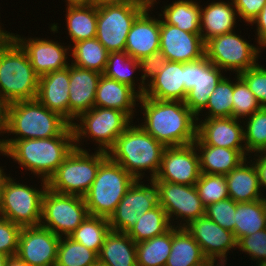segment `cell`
<instances>
[{"mask_svg": "<svg viewBox=\"0 0 266 266\" xmlns=\"http://www.w3.org/2000/svg\"><path fill=\"white\" fill-rule=\"evenodd\" d=\"M144 122L140 126L165 147L192 144L197 138V118L184 101L140 96Z\"/></svg>", "mask_w": 266, "mask_h": 266, "instance_id": "obj_1", "label": "cell"}, {"mask_svg": "<svg viewBox=\"0 0 266 266\" xmlns=\"http://www.w3.org/2000/svg\"><path fill=\"white\" fill-rule=\"evenodd\" d=\"M74 148L71 125L60 136L0 142V154L14 159L25 170L44 181L53 176Z\"/></svg>", "mask_w": 266, "mask_h": 266, "instance_id": "obj_2", "label": "cell"}, {"mask_svg": "<svg viewBox=\"0 0 266 266\" xmlns=\"http://www.w3.org/2000/svg\"><path fill=\"white\" fill-rule=\"evenodd\" d=\"M39 76L22 46L8 33L0 38V99L5 105L36 99Z\"/></svg>", "mask_w": 266, "mask_h": 266, "instance_id": "obj_3", "label": "cell"}, {"mask_svg": "<svg viewBox=\"0 0 266 266\" xmlns=\"http://www.w3.org/2000/svg\"><path fill=\"white\" fill-rule=\"evenodd\" d=\"M165 146L148 134L139 124L130 125L107 152L135 179H140L148 170L150 179L158 174Z\"/></svg>", "mask_w": 266, "mask_h": 266, "instance_id": "obj_4", "label": "cell"}, {"mask_svg": "<svg viewBox=\"0 0 266 266\" xmlns=\"http://www.w3.org/2000/svg\"><path fill=\"white\" fill-rule=\"evenodd\" d=\"M71 124L59 113L49 110L37 99L17 101L5 107L4 133L24 140L60 136ZM17 136V137H16Z\"/></svg>", "mask_w": 266, "mask_h": 266, "instance_id": "obj_5", "label": "cell"}, {"mask_svg": "<svg viewBox=\"0 0 266 266\" xmlns=\"http://www.w3.org/2000/svg\"><path fill=\"white\" fill-rule=\"evenodd\" d=\"M136 179L109 156L100 164L84 196L89 215L110 218Z\"/></svg>", "mask_w": 266, "mask_h": 266, "instance_id": "obj_6", "label": "cell"}, {"mask_svg": "<svg viewBox=\"0 0 266 266\" xmlns=\"http://www.w3.org/2000/svg\"><path fill=\"white\" fill-rule=\"evenodd\" d=\"M107 157L108 153L104 151L89 154L81 146L74 148L47 181L48 188L59 194L84 197Z\"/></svg>", "mask_w": 266, "mask_h": 266, "instance_id": "obj_7", "label": "cell"}, {"mask_svg": "<svg viewBox=\"0 0 266 266\" xmlns=\"http://www.w3.org/2000/svg\"><path fill=\"white\" fill-rule=\"evenodd\" d=\"M77 118L75 120L78 122L71 124L75 148L79 149L82 138L87 137L95 140L98 151L104 152H108L114 146L117 138L133 121L125 112L120 110L95 106Z\"/></svg>", "mask_w": 266, "mask_h": 266, "instance_id": "obj_8", "label": "cell"}, {"mask_svg": "<svg viewBox=\"0 0 266 266\" xmlns=\"http://www.w3.org/2000/svg\"><path fill=\"white\" fill-rule=\"evenodd\" d=\"M41 182L42 188L39 190L36 187L17 183L15 179L8 176L3 187L0 217L21 227L39 226L42 200L48 188L47 181L42 180Z\"/></svg>", "mask_w": 266, "mask_h": 266, "instance_id": "obj_9", "label": "cell"}, {"mask_svg": "<svg viewBox=\"0 0 266 266\" xmlns=\"http://www.w3.org/2000/svg\"><path fill=\"white\" fill-rule=\"evenodd\" d=\"M87 216L89 212L84 197L59 194L46 189L40 226L60 237L69 236Z\"/></svg>", "mask_w": 266, "mask_h": 266, "instance_id": "obj_10", "label": "cell"}, {"mask_svg": "<svg viewBox=\"0 0 266 266\" xmlns=\"http://www.w3.org/2000/svg\"><path fill=\"white\" fill-rule=\"evenodd\" d=\"M261 49L233 31L208 40L205 43V56L223 71L233 70L235 74H240L258 64Z\"/></svg>", "mask_w": 266, "mask_h": 266, "instance_id": "obj_11", "label": "cell"}, {"mask_svg": "<svg viewBox=\"0 0 266 266\" xmlns=\"http://www.w3.org/2000/svg\"><path fill=\"white\" fill-rule=\"evenodd\" d=\"M144 9L140 4L97 7L96 38L109 53L125 51L130 28Z\"/></svg>", "mask_w": 266, "mask_h": 266, "instance_id": "obj_12", "label": "cell"}, {"mask_svg": "<svg viewBox=\"0 0 266 266\" xmlns=\"http://www.w3.org/2000/svg\"><path fill=\"white\" fill-rule=\"evenodd\" d=\"M158 190V203L166 211L172 226L186 227L191 221L205 215L203 205L195 185L175 184L152 179ZM174 216L176 218H174ZM183 221V222H182ZM183 223V224H182Z\"/></svg>", "mask_w": 266, "mask_h": 266, "instance_id": "obj_13", "label": "cell"}, {"mask_svg": "<svg viewBox=\"0 0 266 266\" xmlns=\"http://www.w3.org/2000/svg\"><path fill=\"white\" fill-rule=\"evenodd\" d=\"M223 70L212 64L206 56L185 63V105L199 120L209 96L224 77Z\"/></svg>", "mask_w": 266, "mask_h": 266, "instance_id": "obj_14", "label": "cell"}, {"mask_svg": "<svg viewBox=\"0 0 266 266\" xmlns=\"http://www.w3.org/2000/svg\"><path fill=\"white\" fill-rule=\"evenodd\" d=\"M136 179L121 199L115 212L109 218L110 230L127 233L137 222V215H143L158 203V190L153 180L148 184Z\"/></svg>", "mask_w": 266, "mask_h": 266, "instance_id": "obj_15", "label": "cell"}, {"mask_svg": "<svg viewBox=\"0 0 266 266\" xmlns=\"http://www.w3.org/2000/svg\"><path fill=\"white\" fill-rule=\"evenodd\" d=\"M201 176L200 160L194 145L165 147L158 174L153 179L195 185Z\"/></svg>", "mask_w": 266, "mask_h": 266, "instance_id": "obj_16", "label": "cell"}, {"mask_svg": "<svg viewBox=\"0 0 266 266\" xmlns=\"http://www.w3.org/2000/svg\"><path fill=\"white\" fill-rule=\"evenodd\" d=\"M60 239L40 225L22 227L16 255L29 266H55Z\"/></svg>", "mask_w": 266, "mask_h": 266, "instance_id": "obj_17", "label": "cell"}, {"mask_svg": "<svg viewBox=\"0 0 266 266\" xmlns=\"http://www.w3.org/2000/svg\"><path fill=\"white\" fill-rule=\"evenodd\" d=\"M185 229L199 244L203 254L209 260L227 264L229 250L237 248V240L232 231L224 229L206 215L191 221ZM218 259V260H217Z\"/></svg>", "mask_w": 266, "mask_h": 266, "instance_id": "obj_18", "label": "cell"}, {"mask_svg": "<svg viewBox=\"0 0 266 266\" xmlns=\"http://www.w3.org/2000/svg\"><path fill=\"white\" fill-rule=\"evenodd\" d=\"M160 17V50L168 61L193 62L205 56L201 34H194L167 24ZM162 19V20H161Z\"/></svg>", "mask_w": 266, "mask_h": 266, "instance_id": "obj_19", "label": "cell"}, {"mask_svg": "<svg viewBox=\"0 0 266 266\" xmlns=\"http://www.w3.org/2000/svg\"><path fill=\"white\" fill-rule=\"evenodd\" d=\"M9 34L22 46L26 51L30 63L36 74L41 77L56 70H62L69 66L67 61L70 46L60 45L58 41L49 39L23 38L14 33Z\"/></svg>", "mask_w": 266, "mask_h": 266, "instance_id": "obj_20", "label": "cell"}, {"mask_svg": "<svg viewBox=\"0 0 266 266\" xmlns=\"http://www.w3.org/2000/svg\"><path fill=\"white\" fill-rule=\"evenodd\" d=\"M197 138L194 145H209L246 150L241 120L234 117L197 120ZM240 122V123H239Z\"/></svg>", "mask_w": 266, "mask_h": 266, "instance_id": "obj_21", "label": "cell"}, {"mask_svg": "<svg viewBox=\"0 0 266 266\" xmlns=\"http://www.w3.org/2000/svg\"><path fill=\"white\" fill-rule=\"evenodd\" d=\"M101 73L70 64L69 123L94 107L96 90Z\"/></svg>", "mask_w": 266, "mask_h": 266, "instance_id": "obj_22", "label": "cell"}, {"mask_svg": "<svg viewBox=\"0 0 266 266\" xmlns=\"http://www.w3.org/2000/svg\"><path fill=\"white\" fill-rule=\"evenodd\" d=\"M145 8L134 20L127 35L125 51L138 61L160 50V19Z\"/></svg>", "mask_w": 266, "mask_h": 266, "instance_id": "obj_23", "label": "cell"}, {"mask_svg": "<svg viewBox=\"0 0 266 266\" xmlns=\"http://www.w3.org/2000/svg\"><path fill=\"white\" fill-rule=\"evenodd\" d=\"M70 64L62 70L39 77L36 99L69 122Z\"/></svg>", "mask_w": 266, "mask_h": 266, "instance_id": "obj_24", "label": "cell"}, {"mask_svg": "<svg viewBox=\"0 0 266 266\" xmlns=\"http://www.w3.org/2000/svg\"><path fill=\"white\" fill-rule=\"evenodd\" d=\"M156 100H185V63L167 61L147 84L142 95Z\"/></svg>", "mask_w": 266, "mask_h": 266, "instance_id": "obj_25", "label": "cell"}, {"mask_svg": "<svg viewBox=\"0 0 266 266\" xmlns=\"http://www.w3.org/2000/svg\"><path fill=\"white\" fill-rule=\"evenodd\" d=\"M139 99L140 95L132 87L101 75L94 106L117 109L133 119Z\"/></svg>", "mask_w": 266, "mask_h": 266, "instance_id": "obj_26", "label": "cell"}, {"mask_svg": "<svg viewBox=\"0 0 266 266\" xmlns=\"http://www.w3.org/2000/svg\"><path fill=\"white\" fill-rule=\"evenodd\" d=\"M237 11L233 0L210 2L201 7L200 31L202 40L206 43L211 38L233 32L236 28Z\"/></svg>", "mask_w": 266, "mask_h": 266, "instance_id": "obj_27", "label": "cell"}, {"mask_svg": "<svg viewBox=\"0 0 266 266\" xmlns=\"http://www.w3.org/2000/svg\"><path fill=\"white\" fill-rule=\"evenodd\" d=\"M225 176L229 197L236 203L252 202L266 198L261 192L258 173L253 162L251 163L245 159L237 168L232 169Z\"/></svg>", "mask_w": 266, "mask_h": 266, "instance_id": "obj_28", "label": "cell"}, {"mask_svg": "<svg viewBox=\"0 0 266 266\" xmlns=\"http://www.w3.org/2000/svg\"><path fill=\"white\" fill-rule=\"evenodd\" d=\"M203 174L226 175L237 168L249 154L246 150H236L209 145H195Z\"/></svg>", "mask_w": 266, "mask_h": 266, "instance_id": "obj_29", "label": "cell"}, {"mask_svg": "<svg viewBox=\"0 0 266 266\" xmlns=\"http://www.w3.org/2000/svg\"><path fill=\"white\" fill-rule=\"evenodd\" d=\"M98 262L106 266H137L136 243L127 233L110 230L98 253Z\"/></svg>", "mask_w": 266, "mask_h": 266, "instance_id": "obj_30", "label": "cell"}, {"mask_svg": "<svg viewBox=\"0 0 266 266\" xmlns=\"http://www.w3.org/2000/svg\"><path fill=\"white\" fill-rule=\"evenodd\" d=\"M207 258L201 247L185 229L172 226V246L165 266H195Z\"/></svg>", "mask_w": 266, "mask_h": 266, "instance_id": "obj_31", "label": "cell"}, {"mask_svg": "<svg viewBox=\"0 0 266 266\" xmlns=\"http://www.w3.org/2000/svg\"><path fill=\"white\" fill-rule=\"evenodd\" d=\"M66 10V26L73 44L82 40L96 38V5L67 6Z\"/></svg>", "mask_w": 266, "mask_h": 266, "instance_id": "obj_32", "label": "cell"}, {"mask_svg": "<svg viewBox=\"0 0 266 266\" xmlns=\"http://www.w3.org/2000/svg\"><path fill=\"white\" fill-rule=\"evenodd\" d=\"M193 0H177L172 4L162 7L163 14H159L163 20L170 25L176 26L181 30L201 34L200 16L201 6Z\"/></svg>", "mask_w": 266, "mask_h": 266, "instance_id": "obj_33", "label": "cell"}, {"mask_svg": "<svg viewBox=\"0 0 266 266\" xmlns=\"http://www.w3.org/2000/svg\"><path fill=\"white\" fill-rule=\"evenodd\" d=\"M235 238L248 236L266 228V198L236 203Z\"/></svg>", "mask_w": 266, "mask_h": 266, "instance_id": "obj_34", "label": "cell"}, {"mask_svg": "<svg viewBox=\"0 0 266 266\" xmlns=\"http://www.w3.org/2000/svg\"><path fill=\"white\" fill-rule=\"evenodd\" d=\"M71 45L70 52L74 58L71 64L103 74L109 52L97 38L82 40Z\"/></svg>", "mask_w": 266, "mask_h": 266, "instance_id": "obj_35", "label": "cell"}, {"mask_svg": "<svg viewBox=\"0 0 266 266\" xmlns=\"http://www.w3.org/2000/svg\"><path fill=\"white\" fill-rule=\"evenodd\" d=\"M136 218L137 222L127 232L135 243L162 235L172 227L166 211L159 204Z\"/></svg>", "mask_w": 266, "mask_h": 266, "instance_id": "obj_36", "label": "cell"}, {"mask_svg": "<svg viewBox=\"0 0 266 266\" xmlns=\"http://www.w3.org/2000/svg\"><path fill=\"white\" fill-rule=\"evenodd\" d=\"M171 246L172 227L162 235L136 243L137 266H165Z\"/></svg>", "mask_w": 266, "mask_h": 266, "instance_id": "obj_37", "label": "cell"}, {"mask_svg": "<svg viewBox=\"0 0 266 266\" xmlns=\"http://www.w3.org/2000/svg\"><path fill=\"white\" fill-rule=\"evenodd\" d=\"M109 232L108 218L89 215L69 237L98 254Z\"/></svg>", "mask_w": 266, "mask_h": 266, "instance_id": "obj_38", "label": "cell"}, {"mask_svg": "<svg viewBox=\"0 0 266 266\" xmlns=\"http://www.w3.org/2000/svg\"><path fill=\"white\" fill-rule=\"evenodd\" d=\"M98 262V254L74 241L69 236L61 237L55 266H93Z\"/></svg>", "mask_w": 266, "mask_h": 266, "instance_id": "obj_39", "label": "cell"}, {"mask_svg": "<svg viewBox=\"0 0 266 266\" xmlns=\"http://www.w3.org/2000/svg\"><path fill=\"white\" fill-rule=\"evenodd\" d=\"M135 70L140 71L139 61L131 57L126 51L110 52L102 75L126 84L137 92L135 87L137 84H135V77H133Z\"/></svg>", "mask_w": 266, "mask_h": 266, "instance_id": "obj_40", "label": "cell"}, {"mask_svg": "<svg viewBox=\"0 0 266 266\" xmlns=\"http://www.w3.org/2000/svg\"><path fill=\"white\" fill-rule=\"evenodd\" d=\"M224 76L209 96V101L203 109L208 110L204 119L232 117L234 82Z\"/></svg>", "mask_w": 266, "mask_h": 266, "instance_id": "obj_41", "label": "cell"}, {"mask_svg": "<svg viewBox=\"0 0 266 266\" xmlns=\"http://www.w3.org/2000/svg\"><path fill=\"white\" fill-rule=\"evenodd\" d=\"M243 121L244 143L247 154L266 151V107H262ZM246 123V124H245Z\"/></svg>", "mask_w": 266, "mask_h": 266, "instance_id": "obj_42", "label": "cell"}, {"mask_svg": "<svg viewBox=\"0 0 266 266\" xmlns=\"http://www.w3.org/2000/svg\"><path fill=\"white\" fill-rule=\"evenodd\" d=\"M195 186L205 207L229 198L225 175L201 173Z\"/></svg>", "mask_w": 266, "mask_h": 266, "instance_id": "obj_43", "label": "cell"}, {"mask_svg": "<svg viewBox=\"0 0 266 266\" xmlns=\"http://www.w3.org/2000/svg\"><path fill=\"white\" fill-rule=\"evenodd\" d=\"M235 78L232 117L242 120L245 117L251 116L262 107L239 74H237Z\"/></svg>", "mask_w": 266, "mask_h": 266, "instance_id": "obj_44", "label": "cell"}, {"mask_svg": "<svg viewBox=\"0 0 266 266\" xmlns=\"http://www.w3.org/2000/svg\"><path fill=\"white\" fill-rule=\"evenodd\" d=\"M236 202L230 197L210 204L205 208V215L219 226L232 231L235 236Z\"/></svg>", "mask_w": 266, "mask_h": 266, "instance_id": "obj_45", "label": "cell"}, {"mask_svg": "<svg viewBox=\"0 0 266 266\" xmlns=\"http://www.w3.org/2000/svg\"><path fill=\"white\" fill-rule=\"evenodd\" d=\"M237 248L251 256V260L256 261V266L266 262V228L241 237L237 241Z\"/></svg>", "mask_w": 266, "mask_h": 266, "instance_id": "obj_46", "label": "cell"}, {"mask_svg": "<svg viewBox=\"0 0 266 266\" xmlns=\"http://www.w3.org/2000/svg\"><path fill=\"white\" fill-rule=\"evenodd\" d=\"M167 58L165 54L159 50L139 60L140 71H142L141 79L138 83L137 93L142 96L146 90V84L155 77L158 72L166 65ZM148 79V80H147ZM147 80V81H146Z\"/></svg>", "mask_w": 266, "mask_h": 266, "instance_id": "obj_47", "label": "cell"}, {"mask_svg": "<svg viewBox=\"0 0 266 266\" xmlns=\"http://www.w3.org/2000/svg\"><path fill=\"white\" fill-rule=\"evenodd\" d=\"M239 76L246 82L261 107H266V68L257 64L243 71Z\"/></svg>", "mask_w": 266, "mask_h": 266, "instance_id": "obj_48", "label": "cell"}, {"mask_svg": "<svg viewBox=\"0 0 266 266\" xmlns=\"http://www.w3.org/2000/svg\"><path fill=\"white\" fill-rule=\"evenodd\" d=\"M21 226L0 217V253L14 256L17 254Z\"/></svg>", "mask_w": 266, "mask_h": 266, "instance_id": "obj_49", "label": "cell"}, {"mask_svg": "<svg viewBox=\"0 0 266 266\" xmlns=\"http://www.w3.org/2000/svg\"><path fill=\"white\" fill-rule=\"evenodd\" d=\"M240 20L251 24L266 4V0H233Z\"/></svg>", "mask_w": 266, "mask_h": 266, "instance_id": "obj_50", "label": "cell"}, {"mask_svg": "<svg viewBox=\"0 0 266 266\" xmlns=\"http://www.w3.org/2000/svg\"><path fill=\"white\" fill-rule=\"evenodd\" d=\"M256 24V34H257V44L260 45L262 48L266 47V4L262 8L261 12L258 16L253 20L251 25L253 26Z\"/></svg>", "mask_w": 266, "mask_h": 266, "instance_id": "obj_51", "label": "cell"}, {"mask_svg": "<svg viewBox=\"0 0 266 266\" xmlns=\"http://www.w3.org/2000/svg\"><path fill=\"white\" fill-rule=\"evenodd\" d=\"M254 156L258 158H253V161H250L253 162L256 167L260 189L264 192V189H266V151L254 153Z\"/></svg>", "mask_w": 266, "mask_h": 266, "instance_id": "obj_52", "label": "cell"}, {"mask_svg": "<svg viewBox=\"0 0 266 266\" xmlns=\"http://www.w3.org/2000/svg\"><path fill=\"white\" fill-rule=\"evenodd\" d=\"M97 7L107 5L139 4L138 0H94Z\"/></svg>", "mask_w": 266, "mask_h": 266, "instance_id": "obj_53", "label": "cell"}, {"mask_svg": "<svg viewBox=\"0 0 266 266\" xmlns=\"http://www.w3.org/2000/svg\"><path fill=\"white\" fill-rule=\"evenodd\" d=\"M6 266H29L26 262L20 259L17 255L9 256Z\"/></svg>", "mask_w": 266, "mask_h": 266, "instance_id": "obj_54", "label": "cell"}, {"mask_svg": "<svg viewBox=\"0 0 266 266\" xmlns=\"http://www.w3.org/2000/svg\"><path fill=\"white\" fill-rule=\"evenodd\" d=\"M5 107H6V105L0 99V135L2 133H4V127H5ZM1 141H2V139L0 138V142Z\"/></svg>", "mask_w": 266, "mask_h": 266, "instance_id": "obj_55", "label": "cell"}, {"mask_svg": "<svg viewBox=\"0 0 266 266\" xmlns=\"http://www.w3.org/2000/svg\"><path fill=\"white\" fill-rule=\"evenodd\" d=\"M67 6L92 5L94 0H66Z\"/></svg>", "mask_w": 266, "mask_h": 266, "instance_id": "obj_56", "label": "cell"}, {"mask_svg": "<svg viewBox=\"0 0 266 266\" xmlns=\"http://www.w3.org/2000/svg\"><path fill=\"white\" fill-rule=\"evenodd\" d=\"M3 167H0V205L2 202V193H3V187L5 184V180L8 177L6 175V173H4V169H2Z\"/></svg>", "mask_w": 266, "mask_h": 266, "instance_id": "obj_57", "label": "cell"}, {"mask_svg": "<svg viewBox=\"0 0 266 266\" xmlns=\"http://www.w3.org/2000/svg\"><path fill=\"white\" fill-rule=\"evenodd\" d=\"M157 0H138L139 4L144 6L145 8H152L154 7Z\"/></svg>", "mask_w": 266, "mask_h": 266, "instance_id": "obj_58", "label": "cell"}, {"mask_svg": "<svg viewBox=\"0 0 266 266\" xmlns=\"http://www.w3.org/2000/svg\"><path fill=\"white\" fill-rule=\"evenodd\" d=\"M216 261L207 259L205 262L195 265V266H223L221 263L217 262V265L215 263Z\"/></svg>", "mask_w": 266, "mask_h": 266, "instance_id": "obj_59", "label": "cell"}, {"mask_svg": "<svg viewBox=\"0 0 266 266\" xmlns=\"http://www.w3.org/2000/svg\"><path fill=\"white\" fill-rule=\"evenodd\" d=\"M8 255L0 253V266H6Z\"/></svg>", "mask_w": 266, "mask_h": 266, "instance_id": "obj_60", "label": "cell"}, {"mask_svg": "<svg viewBox=\"0 0 266 266\" xmlns=\"http://www.w3.org/2000/svg\"><path fill=\"white\" fill-rule=\"evenodd\" d=\"M9 32L2 30L1 26H0V38L4 37L5 35H7Z\"/></svg>", "mask_w": 266, "mask_h": 266, "instance_id": "obj_61", "label": "cell"}, {"mask_svg": "<svg viewBox=\"0 0 266 266\" xmlns=\"http://www.w3.org/2000/svg\"><path fill=\"white\" fill-rule=\"evenodd\" d=\"M93 266H106V265H104V264H102V263H100V262H97V263L94 264Z\"/></svg>", "mask_w": 266, "mask_h": 266, "instance_id": "obj_62", "label": "cell"}, {"mask_svg": "<svg viewBox=\"0 0 266 266\" xmlns=\"http://www.w3.org/2000/svg\"><path fill=\"white\" fill-rule=\"evenodd\" d=\"M259 266H266V262L260 264Z\"/></svg>", "mask_w": 266, "mask_h": 266, "instance_id": "obj_63", "label": "cell"}]
</instances>
